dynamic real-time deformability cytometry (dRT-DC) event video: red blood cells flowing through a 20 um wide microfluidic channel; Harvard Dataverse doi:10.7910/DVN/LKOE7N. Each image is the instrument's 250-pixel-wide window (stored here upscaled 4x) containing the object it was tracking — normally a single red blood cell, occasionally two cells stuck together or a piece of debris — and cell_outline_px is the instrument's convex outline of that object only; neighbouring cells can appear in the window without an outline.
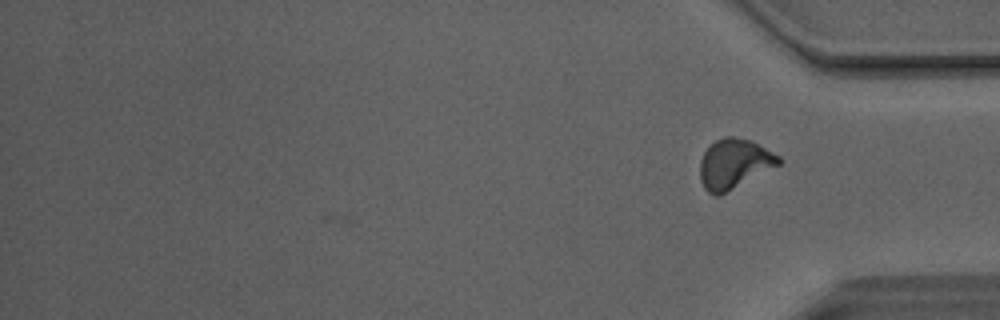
{"species": "Egyptian fruit bat (a non-hibernating species)", "species_latin": "Rousettus aegyptiacus", "temperature_condition": "room temperature", "stored_images_in_passage": 30, "camera_frame_rate_fps": 3000, "um_per_image_px": 0.085, "animal": {"sex": "male"}, "frame": {"image": 1, "passage_image": 30, "time_ms": 9.667, "image_size_px": [1000, 320], "cell_outline_px": [[784, 160], [780, 164], [720, 196], [716, 196], [708, 192], [704, 188], [700, 180], [700, 160], [708, 144], [724, 136], [732, 136], [752, 140], [780, 156]], "centroid_in_image_um": [62.4, 13.91], "position_along_channel_um": 372.8, "area_um2": 23.12}, "authors_computed_cell_mechanics": {"area_um2": 22.0218, "velocity_mm_per_s": 4.1236, "shape_relaxation_time_tau1_ms": 5.9635, "shape_relaxation_time_tau2_ms": 1.2398, "deformation_change_tau1": 0.1752, "deformation_change_tau2": 0.0745}}